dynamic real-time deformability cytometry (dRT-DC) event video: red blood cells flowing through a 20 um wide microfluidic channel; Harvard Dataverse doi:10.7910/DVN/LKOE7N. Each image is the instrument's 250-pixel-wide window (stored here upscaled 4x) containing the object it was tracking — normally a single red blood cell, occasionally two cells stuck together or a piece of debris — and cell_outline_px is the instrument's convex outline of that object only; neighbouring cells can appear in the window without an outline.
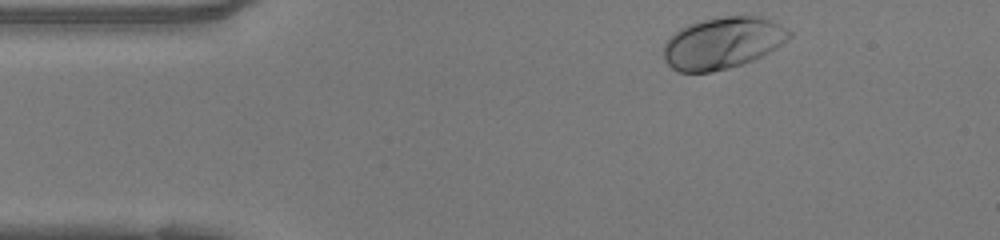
{"species": "human", "species_latin": "Homo sapiens", "temperature_condition": "warm", "stored_images_in_passage": 43, "camera_frame_rate_fps": 3000, "um_per_image_px": 0.085, "donor": {"sex": "female"}, "frame": {"image": 1, "passage_image": 1, "time_ms": 0.0, "image_size_px": [1000, 240], "cell_outline_px": [[792, 36], [776, 48], [752, 60], [728, 68], [712, 72], [680, 72], [672, 68], [668, 64], [664, 56], [664, 44], [680, 28], [688, 24], [704, 20], [744, 12], [760, 16], [772, 20], [792, 32]], "centroid_in_image_um": [61.46, 3.61], "position_along_channel_um": 23.5, "area_um2": 37.97}}
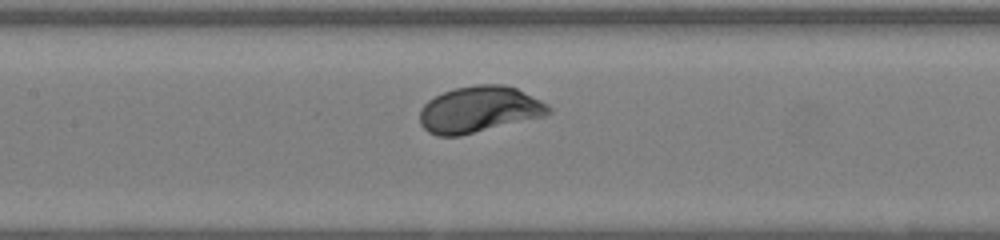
{"frame": {"image": 2, "passage_image": 16, "time_ms": 5.0, "image_size_px": [1000, 240], "cell_outline_px": [[552, 112], [544, 116], [460, 136], [436, 136], [428, 132], [420, 124], [420, 108], [428, 100], [452, 88], [476, 84], [504, 84], [516, 88], [548, 104], [552, 108]], "centroid_in_image_um": [40.72, 9.3], "position_along_channel_um": 166.7, "area_um2": 34.85}}
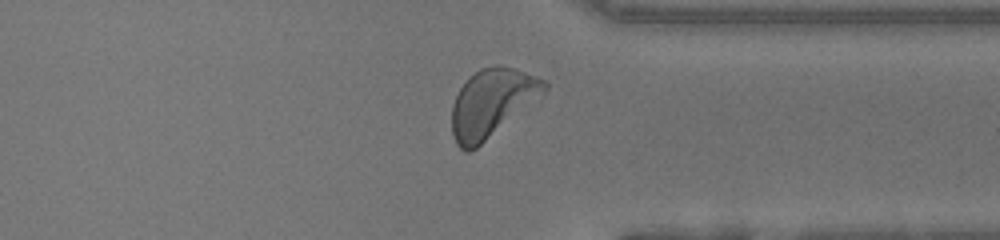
{"frame": {"image": 3, "passage_image": 31, "time_ms": 10.0, "image_size_px": [1000, 240], "cell_outline_px": [[548, 88], [544, 92], [476, 148], [468, 152], [464, 152], [456, 144], [452, 132], [452, 104], [460, 88], [480, 68], [496, 64], [500, 64], [548, 80]], "centroid_in_image_um": [41.78, 8.74], "position_along_channel_um": 369.6, "area_um2": 35.89}, "authors_computed_cell_mechanics": {"area_um2": 34.68, "velocity_mm_per_s": 4.1236, "shape_relaxation_time_tau1_ms": 1.3056, "shape_relaxation_time_tau2_ms": null, "deformation_change_tau1": 0.1305, "deformation_change_tau2": null}}